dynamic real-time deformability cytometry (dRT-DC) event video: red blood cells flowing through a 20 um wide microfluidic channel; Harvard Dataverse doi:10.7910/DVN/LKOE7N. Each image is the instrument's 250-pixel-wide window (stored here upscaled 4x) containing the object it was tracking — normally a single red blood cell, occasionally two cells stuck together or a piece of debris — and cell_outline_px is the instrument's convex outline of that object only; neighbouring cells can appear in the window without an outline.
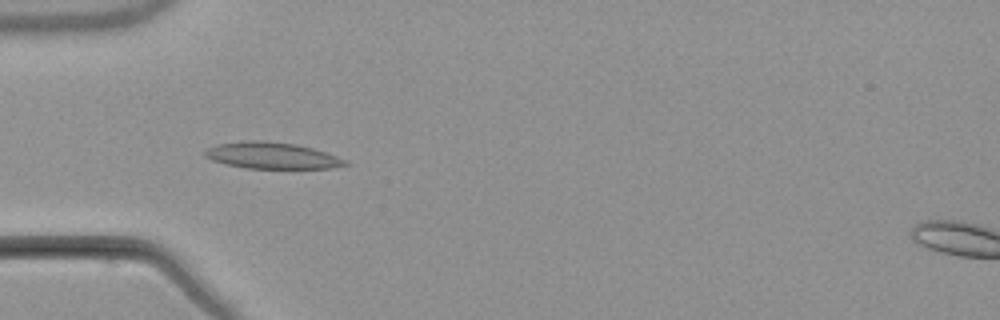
{"species": "common noctule bat (a hibernating species)", "species_latin": "Nyctalus noctula", "temperature_condition": "warm", "stored_images_in_passage": 6, "camera_frame_rate_fps": 3000, "um_per_image_px": 0.085, "animal": {"sex": "male", "body_mass_g": 21.5, "forearm_length_mm": 52.0}, "frame": {"image": 1, "passage_image": 5, "time_ms": 5.0, "image_size_px": [1000, 320], "cell_outline_px": [[348, 164], [332, 168], [244, 168], [224, 164], [212, 160], [204, 156], [204, 152], [208, 148], [220, 144], [252, 140], [264, 140], [296, 144], [312, 148], [336, 156], [344, 160]], "centroid_in_image_um": [23.07, 13.22], "position_along_channel_um": 61.9, "area_um2": 21.33}}
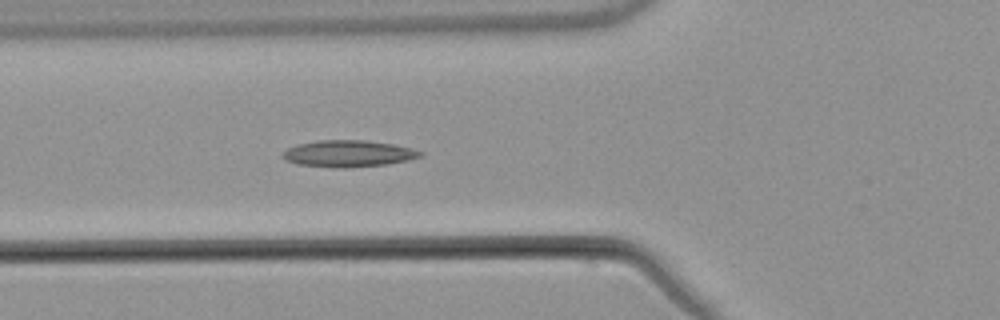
{"frame": {"image": 2, "passage_image": 6, "time_ms": 6.0, "image_size_px": [1000, 320], "cell_outline_px": [[424, 156], [408, 160], [388, 164], [348, 168], [344, 168], [296, 164], [284, 160], [280, 156], [288, 148], [296, 144], [316, 140], [368, 140], [392, 144], [412, 148], [424, 152]], "centroid_in_image_um": [29.61, 13.05], "position_along_channel_um": 96.2, "area_um2": 21.62}}